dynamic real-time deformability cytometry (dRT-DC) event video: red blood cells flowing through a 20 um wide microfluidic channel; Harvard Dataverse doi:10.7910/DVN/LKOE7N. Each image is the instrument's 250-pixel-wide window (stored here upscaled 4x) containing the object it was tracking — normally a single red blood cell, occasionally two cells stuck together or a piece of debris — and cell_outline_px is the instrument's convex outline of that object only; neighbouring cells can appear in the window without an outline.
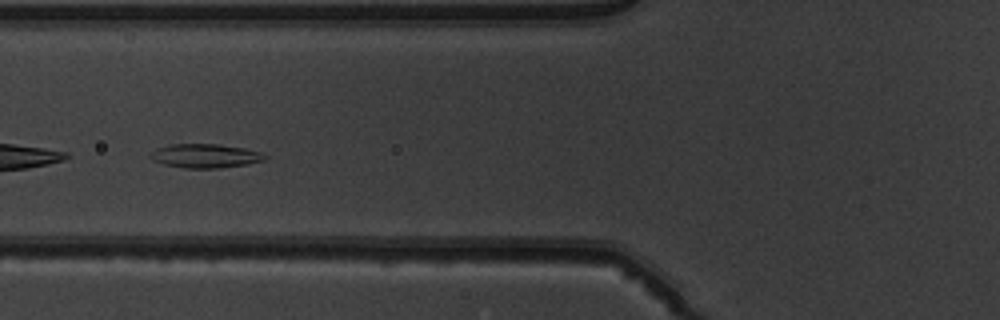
{"species": "common noctule bat (a hibernating species)", "species_latin": "Nyctalus noctula", "temperature_condition": "warm", "stored_images_in_passage": 38, "camera_frame_rate_fps": 3000, "um_per_image_px": 0.085, "animal": {"sex": "male", "body_mass_g": 19.5, "forearm_length_mm": 54.6}, "frame": {"image": 1, "passage_image": 17, "time_ms": 5.333, "image_size_px": [1000, 320], "cell_outline_px": [[268, 156], [264, 160], [248, 164], [220, 168], [184, 168], [164, 164], [152, 160], [152, 152], [156, 148], [168, 144], [220, 144], [244, 148], [264, 152]], "centroid_in_image_um": [17.49, 13.24], "position_along_channel_um": 108.3, "area_um2": 16.07}}
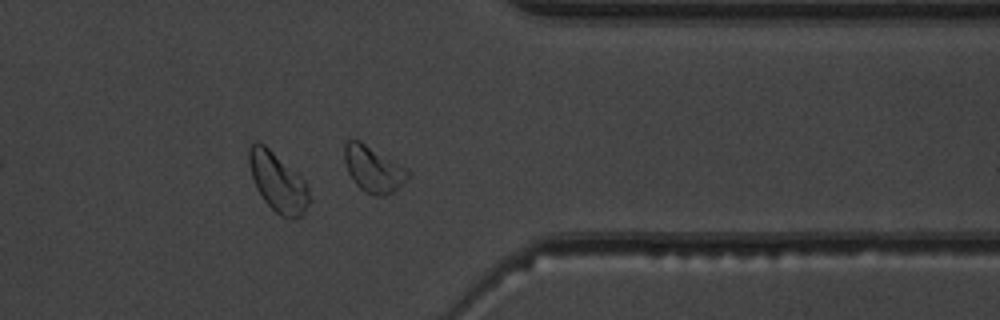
{"frame": {"image": 2, "passage_image": 38, "time_ms": 12.333, "image_size_px": [1000, 320], "cell_outline_px": [[412, 176], [392, 192], [384, 196], [376, 196], [364, 192], [352, 180], [348, 172], [344, 160], [344, 144], [348, 140], [360, 140], [412, 172]], "centroid_in_image_um": [31.73, 14.38], "position_along_channel_um": 379.7, "area_um2": 17.11}, "authors_computed_cell_mechanics": {"area_um2": 15.8372, "velocity_mm_per_s": 3.9553, "shape_relaxation_time_tau1_ms": null, "shape_relaxation_time_tau2_ms": 1.3019, "deformation_change_tau1": null, "deformation_change_tau2": 0.0538}}